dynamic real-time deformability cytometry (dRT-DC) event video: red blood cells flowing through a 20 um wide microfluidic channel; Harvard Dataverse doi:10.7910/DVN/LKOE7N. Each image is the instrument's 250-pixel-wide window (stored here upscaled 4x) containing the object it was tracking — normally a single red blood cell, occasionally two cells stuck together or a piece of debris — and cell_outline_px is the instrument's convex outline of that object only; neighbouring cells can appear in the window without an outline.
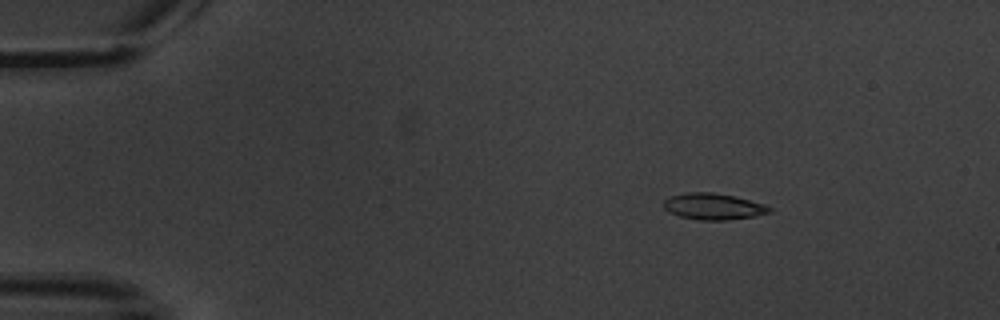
{"species": "common noctule bat (a hibernating species)", "species_latin": "Nyctalus noctula", "temperature_condition": "warm", "stored_images_in_passage": 5, "camera_frame_rate_fps": 3000, "um_per_image_px": 0.085, "animal": {"sex": "male", "body_mass_g": 20.1, "forearm_length_mm": 53.5}, "frame": {"image": 1, "passage_image": 2, "time_ms": 1.0, "image_size_px": [1000, 320], "cell_outline_px": [[772, 212], [756, 216], [728, 220], [700, 220], [680, 216], [668, 212], [664, 208], [664, 200], [668, 196], [688, 192], [712, 192], [736, 196], [764, 204], [772, 208]], "centroid_in_image_um": [60.64, 17.54], "position_along_channel_um": 24.4, "area_um2": 16.42}}
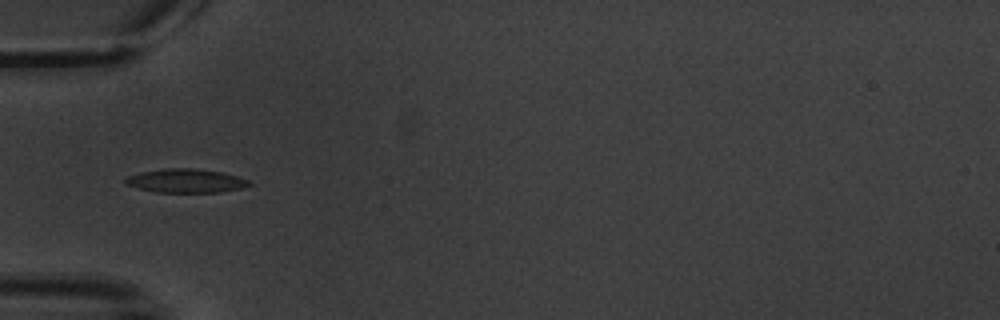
{"frame": {"image": 2, "passage_image": 5, "time_ms": 4.667, "image_size_px": [1000, 320], "cell_outline_px": [[252, 184], [240, 188], [220, 192], [156, 192], [140, 188], [128, 184], [124, 180], [128, 176], [140, 172], [164, 168], [192, 168], [224, 172], [248, 180]], "centroid_in_image_um": [15.81, 15.36], "position_along_channel_um": 69.2, "area_um2": 16.94}}